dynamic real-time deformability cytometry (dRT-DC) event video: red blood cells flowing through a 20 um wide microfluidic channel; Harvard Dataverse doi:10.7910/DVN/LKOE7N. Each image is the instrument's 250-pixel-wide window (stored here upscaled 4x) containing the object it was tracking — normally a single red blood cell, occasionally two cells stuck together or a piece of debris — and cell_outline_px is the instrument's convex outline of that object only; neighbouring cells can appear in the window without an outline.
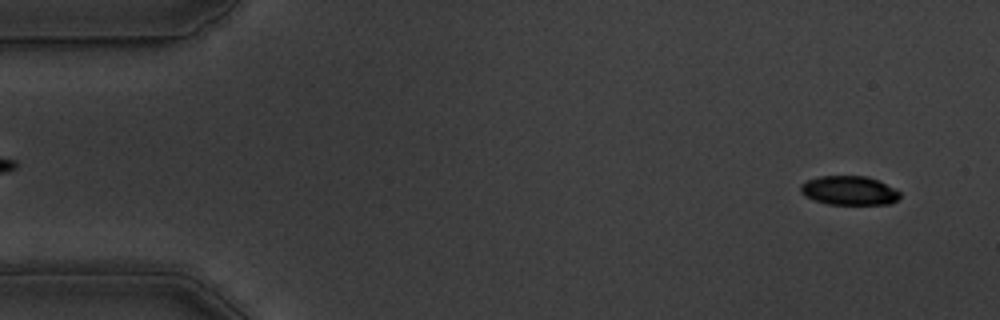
{"species": "common noctule bat (a hibernating species)", "species_latin": "Nyctalus noctula", "temperature_condition": "warm", "stored_images_in_passage": 55, "camera_frame_rate_fps": 3000, "um_per_image_px": 0.085, "animal": {"sex": "male", "body_mass_g": 19.5, "forearm_length_mm": 54.6}, "frame": {"image": 1, "passage_image": 3, "time_ms": 0.667, "image_size_px": [1000, 320], "cell_outline_px": [[900, 196], [892, 204], [828, 204], [804, 196], [800, 192], [800, 184], [808, 180], [820, 176], [864, 176], [876, 180], [900, 192]], "centroid_in_image_um": [72.14, 16.2], "position_along_channel_um": 12.9, "area_um2": 16.59}}
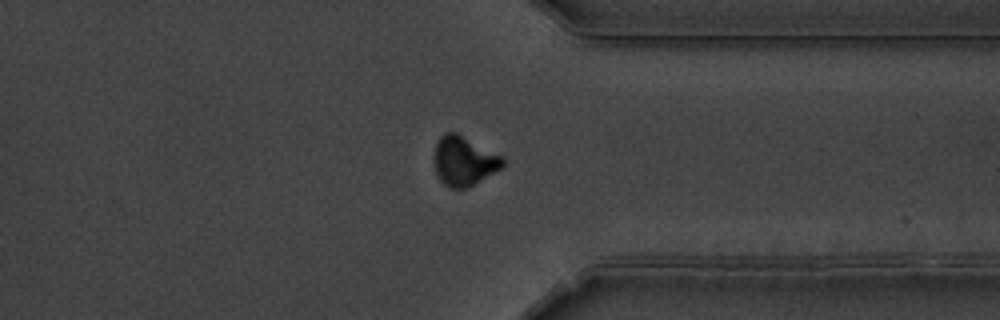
{"frame": {"image": 2, "passage_image": 42, "time_ms": 13.667, "image_size_px": [1000, 320], "cell_outline_px": [[504, 164], [500, 168], [468, 188], [448, 188], [440, 180], [436, 172], [436, 144], [440, 136], [444, 132], [456, 132], [504, 156]], "centroid_in_image_um": [39.46, 13.67], "position_along_channel_um": 371.9, "area_um2": 19.54}}
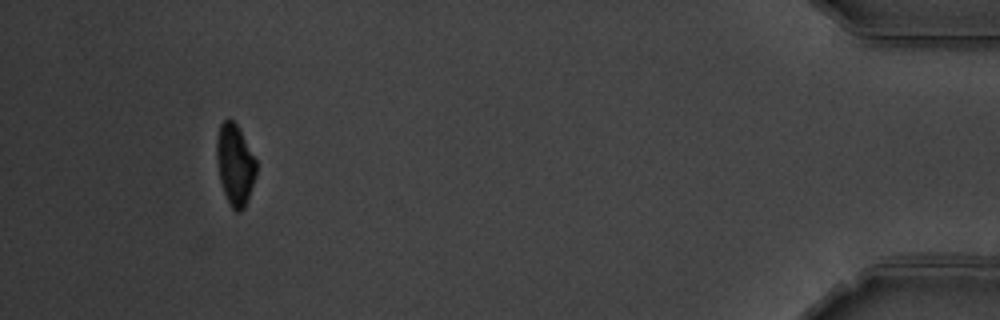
{"frame": {"image": 3, "passage_image": 51, "time_ms": 16.667, "image_size_px": [1000, 320], "cell_outline_px": [[256, 176], [244, 208], [240, 212], [236, 212], [232, 208], [224, 192], [220, 180], [216, 156], [216, 140], [220, 124], [228, 116], [236, 124], [256, 160]], "centroid_in_image_um": [19.96, 13.98], "position_along_channel_um": 415.2, "area_um2": 18.5}, "authors_computed_cell_mechanics": {"area_um2": 19.2474, "velocity_mm_per_s": 3.6412, "shape_relaxation_time_tau1_ms": 2.5491, "shape_relaxation_time_tau2_ms": 9.0364, "deformation_change_tau1": 0.1149, "deformation_change_tau2": 0.1452}}